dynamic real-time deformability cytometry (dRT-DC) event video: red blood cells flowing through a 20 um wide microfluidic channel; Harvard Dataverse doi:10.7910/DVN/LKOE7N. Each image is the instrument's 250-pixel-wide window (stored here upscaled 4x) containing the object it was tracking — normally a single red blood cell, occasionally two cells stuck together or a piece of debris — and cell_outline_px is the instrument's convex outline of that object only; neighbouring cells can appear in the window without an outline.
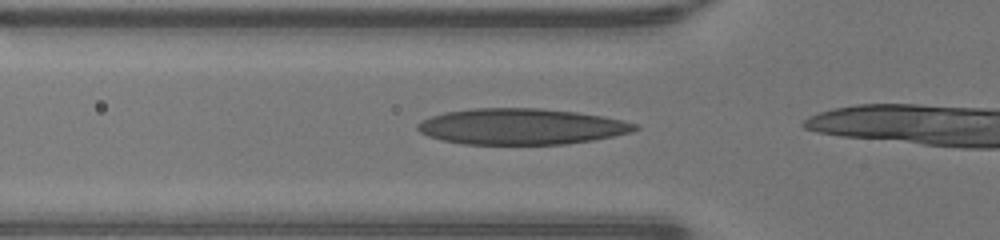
{"species": "human", "species_latin": "Homo sapiens", "temperature_condition": "warm", "stored_images_in_passage": 6, "camera_frame_rate_fps": 3000, "um_per_image_px": 0.085, "donor": {"sex": "male"}, "frame": {"image": 1, "passage_image": 2, "time_ms": 0.333, "image_size_px": [1000, 240], "cell_outline_px": [[640, 128], [632, 132], [592, 140], [564, 144], [464, 144], [444, 140], [428, 136], [420, 132], [416, 128], [416, 124], [420, 120], [444, 112], [472, 108], [540, 108], [576, 112], [604, 116], [636, 124]], "centroid_in_image_um": [44.28, 10.75], "position_along_channel_um": 81.5, "area_um2": 45.55}}
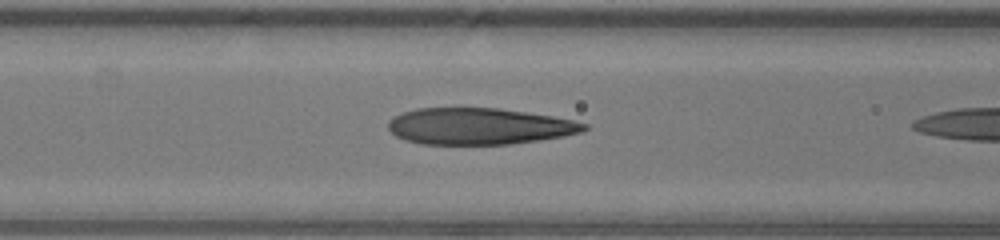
{"frame": {"image": 2, "passage_image": 5, "time_ms": 1.333, "image_size_px": [1000, 240], "cell_outline_px": [[588, 128], [580, 132], [564, 136], [540, 140], [512, 144], [420, 144], [404, 140], [396, 136], [388, 128], [388, 120], [404, 112], [416, 108], [500, 108], [552, 116], [572, 120], [588, 124]], "centroid_in_image_um": [40.72, 10.73], "position_along_channel_um": 125.9, "area_um2": 41.67}}